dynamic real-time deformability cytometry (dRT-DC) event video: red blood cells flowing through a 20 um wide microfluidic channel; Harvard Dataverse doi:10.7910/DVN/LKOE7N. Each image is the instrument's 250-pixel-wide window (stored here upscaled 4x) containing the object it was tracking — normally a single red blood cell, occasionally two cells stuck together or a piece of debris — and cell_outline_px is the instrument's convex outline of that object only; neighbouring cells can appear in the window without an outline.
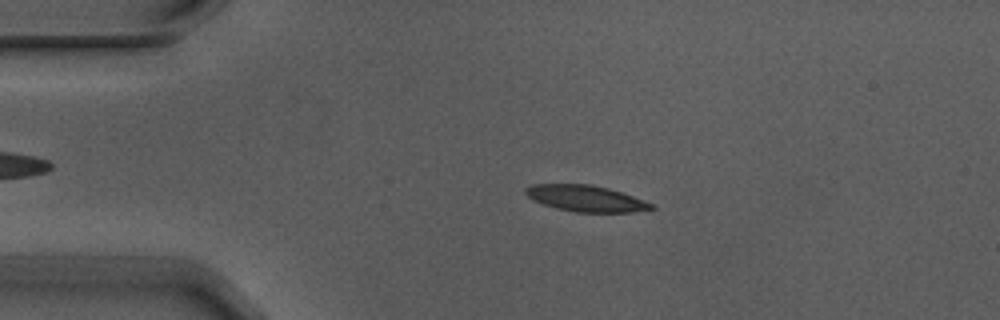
{"species": "Egyptian fruit bat (a non-hibernating species)", "species_latin": "Rousettus aegyptiacus", "temperature_condition": "warm", "stored_images_in_passage": 4, "camera_frame_rate_fps": 3000, "um_per_image_px": 0.085, "animal": {"sex": "male"}, "frame": {"image": 1, "passage_image": 3, "time_ms": 0.667, "image_size_px": [1000, 320], "cell_outline_px": [[656, 208], [632, 212], [576, 212], [556, 208], [532, 200], [524, 192], [524, 188], [532, 184], [592, 184], [608, 188], [656, 204]], "centroid_in_image_um": [49.79, 16.86], "position_along_channel_um": 35.2, "area_um2": 19.25}}
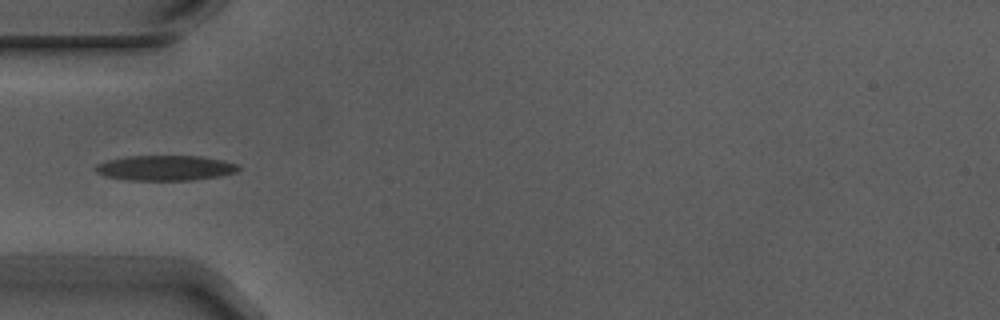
{"frame": {"image": 2, "passage_image": 4, "time_ms": 1.0, "image_size_px": [1000, 320], "cell_outline_px": [[240, 168], [236, 172], [220, 176], [192, 180], [128, 180], [104, 176], [96, 172], [92, 168], [96, 164], [108, 160], [128, 156], [200, 156], [224, 160], [236, 164]], "centroid_in_image_um": [14.02, 14.28], "position_along_channel_um": 71.0, "area_um2": 21.04}}